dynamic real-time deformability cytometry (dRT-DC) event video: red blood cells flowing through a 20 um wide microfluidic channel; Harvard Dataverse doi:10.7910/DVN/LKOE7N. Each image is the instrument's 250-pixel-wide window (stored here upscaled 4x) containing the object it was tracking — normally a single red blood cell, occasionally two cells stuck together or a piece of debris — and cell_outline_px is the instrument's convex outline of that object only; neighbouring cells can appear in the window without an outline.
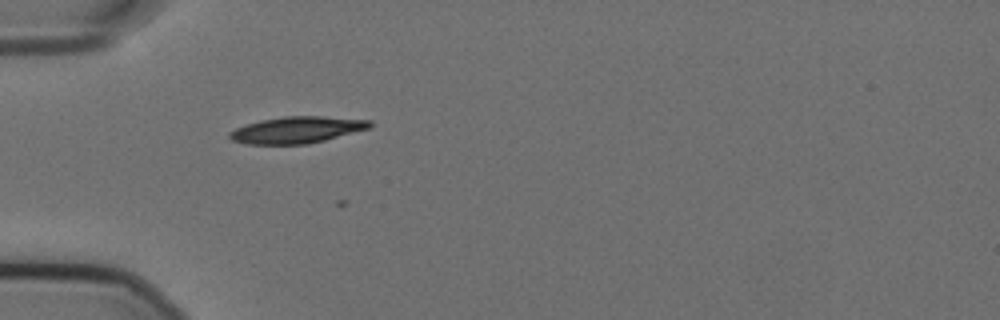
{"species": "Egyptian fruit bat (a non-hibernating species)", "species_latin": "Rousettus aegyptiacus", "temperature_condition": "cold", "stored_images_in_passage": 36, "camera_frame_rate_fps": 3000, "um_per_image_px": 0.085, "animal": {"sex": "female"}, "frame": {"image": 1, "passage_image": 5, "time_ms": 1.333, "image_size_px": [1000, 320], "cell_outline_px": [[372, 128], [308, 144], [244, 144], [232, 140], [228, 136], [228, 132], [236, 128], [260, 120], [284, 116], [320, 116], [372, 120]], "centroid_in_image_um": [25.25, 11.04], "position_along_channel_um": 59.7, "area_um2": 21.79}}
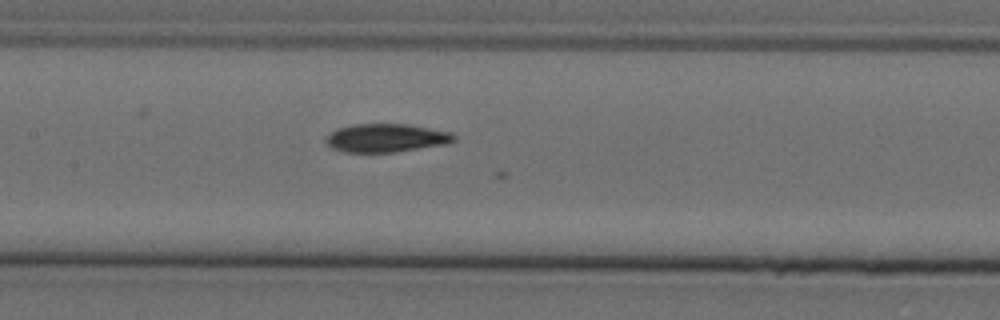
{"frame": {"image": 2, "passage_image": 15, "time_ms": 4.667, "image_size_px": [1000, 320], "cell_outline_px": [[456, 140], [448, 144], [392, 152], [344, 152], [332, 148], [324, 140], [336, 128], [356, 124], [412, 124], [452, 132], [456, 136]], "centroid_in_image_um": [32.87, 11.72], "position_along_channel_um": 174.5, "area_um2": 21.27}}
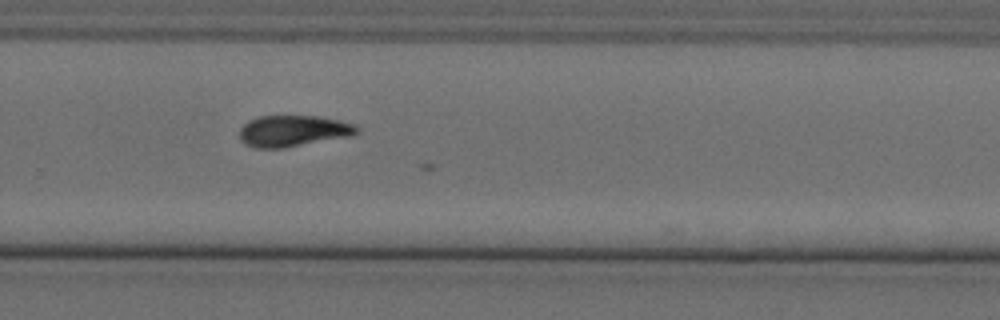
{"frame": {"image": 3, "passage_image": 26, "time_ms": 8.333, "image_size_px": [1000, 320], "cell_outline_px": [[360, 128], [352, 136], [284, 148], [256, 148], [240, 140], [240, 128], [248, 120], [260, 116], [316, 116], [340, 120], [352, 124]], "centroid_in_image_um": [24.92, 11.13], "position_along_channel_um": 304.9, "area_um2": 21.33}}